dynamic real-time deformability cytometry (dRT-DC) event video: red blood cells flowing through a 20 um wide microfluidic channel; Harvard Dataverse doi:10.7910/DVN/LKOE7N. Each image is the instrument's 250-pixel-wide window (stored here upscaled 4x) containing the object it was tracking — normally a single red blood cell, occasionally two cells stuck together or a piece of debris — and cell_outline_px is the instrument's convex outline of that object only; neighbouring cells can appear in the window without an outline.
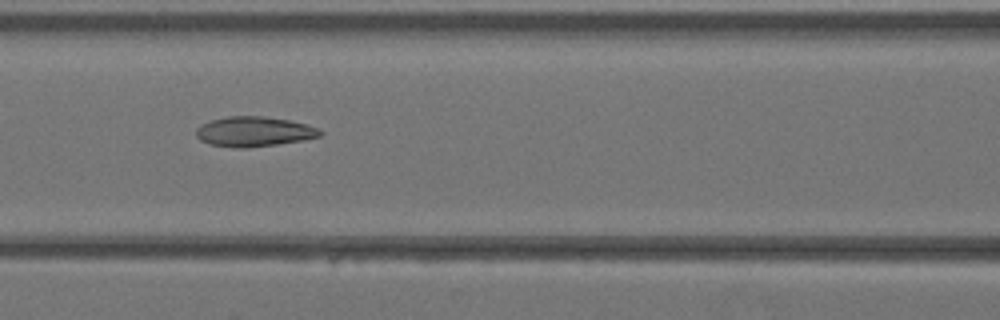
{"species": "Egyptian fruit bat (a non-hibernating species)", "species_latin": "Rousettus aegyptiacus", "temperature_condition": "warm", "stored_images_in_passage": 35, "camera_frame_rate_fps": 3000, "um_per_image_px": 0.085, "animal": {"sex": "female"}, "frame": {"image": 1, "passage_image": 13, "time_ms": 4.0, "image_size_px": [1000, 320], "cell_outline_px": [[324, 132], [320, 136], [304, 140], [248, 148], [236, 148], [208, 144], [200, 140], [196, 136], [196, 128], [200, 124], [212, 120], [228, 116], [264, 116], [288, 120], [308, 124]], "centroid_in_image_um": [21.57, 11.19], "position_along_channel_um": 145.0, "area_um2": 21.73}}
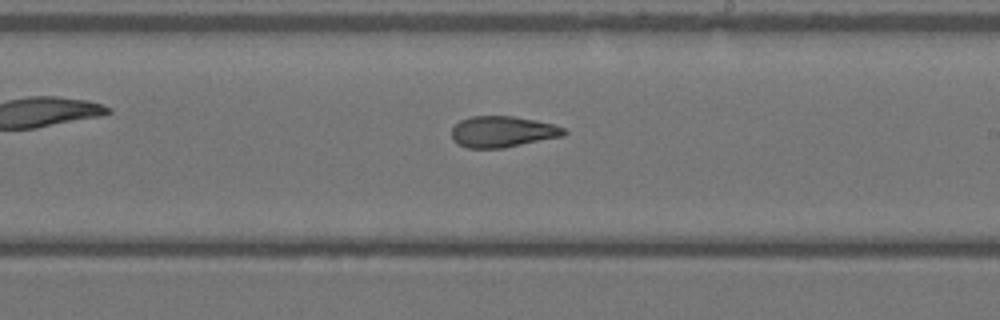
{"frame": {"image": 2, "passage_image": 19, "time_ms": 6.0, "image_size_px": [1000, 320], "cell_outline_px": [[568, 132], [564, 136], [504, 148], [468, 148], [456, 144], [452, 140], [452, 128], [460, 120], [472, 116], [512, 116], [552, 124], [564, 128]], "centroid_in_image_um": [42.69, 11.21], "position_along_channel_um": 246.3, "area_um2": 20.4}}
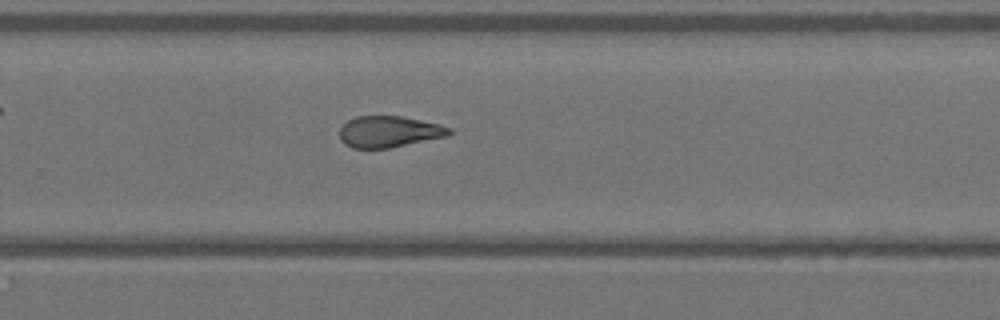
{"frame": {"image": 3, "passage_image": 22, "time_ms": 7.0, "image_size_px": [1000, 320], "cell_outline_px": [[452, 132], [448, 136], [388, 148], [352, 148], [344, 144], [340, 140], [340, 128], [348, 120], [356, 116], [400, 116], [440, 124], [452, 128]], "centroid_in_image_um": [33.07, 11.19], "position_along_channel_um": 296.7, "area_um2": 20.0}}